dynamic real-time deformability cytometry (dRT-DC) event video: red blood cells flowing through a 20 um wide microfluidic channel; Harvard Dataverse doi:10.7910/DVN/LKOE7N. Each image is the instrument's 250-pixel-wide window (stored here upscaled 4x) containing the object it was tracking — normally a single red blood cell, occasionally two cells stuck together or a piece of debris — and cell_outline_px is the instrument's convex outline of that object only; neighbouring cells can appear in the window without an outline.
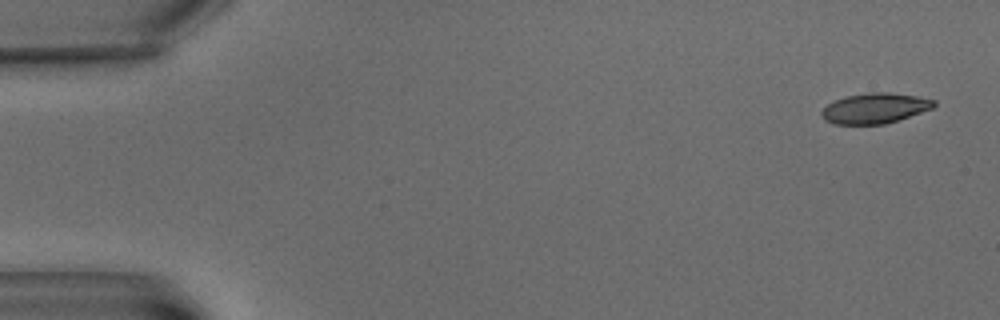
{"species": "common noctule bat (a hibernating species)", "species_latin": "Nyctalus noctula", "temperature_condition": "warm", "stored_images_in_passage": 6, "camera_frame_rate_fps": 3000, "um_per_image_px": 0.085, "animal": {"sex": "male", "body_mass_g": 15.6}, "frame": {"image": 1, "passage_image": 1, "time_ms": 0.0, "image_size_px": [1000, 320], "cell_outline_px": [[936, 104], [932, 108], [884, 124], [832, 124], [824, 120], [820, 112], [828, 104], [844, 96], [872, 92], [888, 92], [916, 96], [936, 100]], "centroid_in_image_um": [74.33, 9.19], "position_along_channel_um": 10.7, "area_um2": 19.65}}
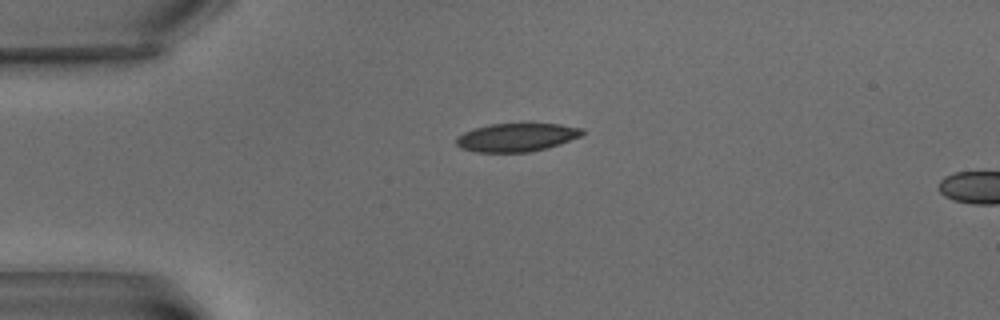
{"frame": {"image": 2, "passage_image": 5, "time_ms": 4.667, "image_size_px": [1000, 320], "cell_outline_px": [[584, 132], [580, 136], [560, 144], [528, 152], [476, 152], [460, 148], [456, 144], [456, 140], [464, 132], [472, 128], [488, 124], [528, 120], [560, 124], [584, 128]], "centroid_in_image_um": [43.93, 11.61], "position_along_channel_um": 41.1, "area_um2": 21.73}}